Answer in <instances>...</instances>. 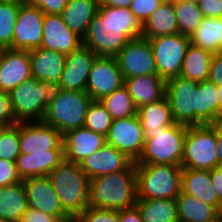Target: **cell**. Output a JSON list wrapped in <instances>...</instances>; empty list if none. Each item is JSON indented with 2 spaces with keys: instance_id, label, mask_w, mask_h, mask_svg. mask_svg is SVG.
<instances>
[{
  "instance_id": "1",
  "label": "cell",
  "mask_w": 222,
  "mask_h": 222,
  "mask_svg": "<svg viewBox=\"0 0 222 222\" xmlns=\"http://www.w3.org/2000/svg\"><path fill=\"white\" fill-rule=\"evenodd\" d=\"M142 36V24L129 8L99 5L82 45L98 56L115 57L132 39Z\"/></svg>"
},
{
  "instance_id": "2",
  "label": "cell",
  "mask_w": 222,
  "mask_h": 222,
  "mask_svg": "<svg viewBox=\"0 0 222 222\" xmlns=\"http://www.w3.org/2000/svg\"><path fill=\"white\" fill-rule=\"evenodd\" d=\"M137 202L136 165L89 181L88 206L111 210L134 207Z\"/></svg>"
},
{
  "instance_id": "3",
  "label": "cell",
  "mask_w": 222,
  "mask_h": 222,
  "mask_svg": "<svg viewBox=\"0 0 222 222\" xmlns=\"http://www.w3.org/2000/svg\"><path fill=\"white\" fill-rule=\"evenodd\" d=\"M63 210L76 219L87 207L89 199L88 176L79 163L62 160L49 174Z\"/></svg>"
},
{
  "instance_id": "4",
  "label": "cell",
  "mask_w": 222,
  "mask_h": 222,
  "mask_svg": "<svg viewBox=\"0 0 222 222\" xmlns=\"http://www.w3.org/2000/svg\"><path fill=\"white\" fill-rule=\"evenodd\" d=\"M60 86L31 77L9 94L13 113L18 122L42 121L47 105L58 95Z\"/></svg>"
},
{
  "instance_id": "5",
  "label": "cell",
  "mask_w": 222,
  "mask_h": 222,
  "mask_svg": "<svg viewBox=\"0 0 222 222\" xmlns=\"http://www.w3.org/2000/svg\"><path fill=\"white\" fill-rule=\"evenodd\" d=\"M137 199H175L181 192L182 167L172 164H135Z\"/></svg>"
},
{
  "instance_id": "6",
  "label": "cell",
  "mask_w": 222,
  "mask_h": 222,
  "mask_svg": "<svg viewBox=\"0 0 222 222\" xmlns=\"http://www.w3.org/2000/svg\"><path fill=\"white\" fill-rule=\"evenodd\" d=\"M92 101L86 91L60 90L57 97L47 105L42 121L56 128L62 135L81 128Z\"/></svg>"
},
{
  "instance_id": "7",
  "label": "cell",
  "mask_w": 222,
  "mask_h": 222,
  "mask_svg": "<svg viewBox=\"0 0 222 222\" xmlns=\"http://www.w3.org/2000/svg\"><path fill=\"white\" fill-rule=\"evenodd\" d=\"M187 126L174 123L164 131L144 133L143 152L135 164L181 166Z\"/></svg>"
},
{
  "instance_id": "8",
  "label": "cell",
  "mask_w": 222,
  "mask_h": 222,
  "mask_svg": "<svg viewBox=\"0 0 222 222\" xmlns=\"http://www.w3.org/2000/svg\"><path fill=\"white\" fill-rule=\"evenodd\" d=\"M216 131L210 124L187 127L181 167L212 170L219 166Z\"/></svg>"
},
{
  "instance_id": "9",
  "label": "cell",
  "mask_w": 222,
  "mask_h": 222,
  "mask_svg": "<svg viewBox=\"0 0 222 222\" xmlns=\"http://www.w3.org/2000/svg\"><path fill=\"white\" fill-rule=\"evenodd\" d=\"M156 62L157 75L167 81L180 76L190 36L180 33L148 39Z\"/></svg>"
},
{
  "instance_id": "10",
  "label": "cell",
  "mask_w": 222,
  "mask_h": 222,
  "mask_svg": "<svg viewBox=\"0 0 222 222\" xmlns=\"http://www.w3.org/2000/svg\"><path fill=\"white\" fill-rule=\"evenodd\" d=\"M197 81L181 76L166 81L165 96L170 105L173 120L184 126H196Z\"/></svg>"
},
{
  "instance_id": "11",
  "label": "cell",
  "mask_w": 222,
  "mask_h": 222,
  "mask_svg": "<svg viewBox=\"0 0 222 222\" xmlns=\"http://www.w3.org/2000/svg\"><path fill=\"white\" fill-rule=\"evenodd\" d=\"M115 58L124 79L157 75L151 43L144 37L130 40Z\"/></svg>"
},
{
  "instance_id": "12",
  "label": "cell",
  "mask_w": 222,
  "mask_h": 222,
  "mask_svg": "<svg viewBox=\"0 0 222 222\" xmlns=\"http://www.w3.org/2000/svg\"><path fill=\"white\" fill-rule=\"evenodd\" d=\"M106 144L124 152L136 162L145 145L144 131L138 115L113 120L106 136Z\"/></svg>"
},
{
  "instance_id": "13",
  "label": "cell",
  "mask_w": 222,
  "mask_h": 222,
  "mask_svg": "<svg viewBox=\"0 0 222 222\" xmlns=\"http://www.w3.org/2000/svg\"><path fill=\"white\" fill-rule=\"evenodd\" d=\"M43 11L33 5H20L13 32L12 50H31L41 47L43 39Z\"/></svg>"
},
{
  "instance_id": "14",
  "label": "cell",
  "mask_w": 222,
  "mask_h": 222,
  "mask_svg": "<svg viewBox=\"0 0 222 222\" xmlns=\"http://www.w3.org/2000/svg\"><path fill=\"white\" fill-rule=\"evenodd\" d=\"M124 85L115 57L97 56L89 73L86 92L92 100H101Z\"/></svg>"
},
{
  "instance_id": "15",
  "label": "cell",
  "mask_w": 222,
  "mask_h": 222,
  "mask_svg": "<svg viewBox=\"0 0 222 222\" xmlns=\"http://www.w3.org/2000/svg\"><path fill=\"white\" fill-rule=\"evenodd\" d=\"M20 151L24 154L50 153L63 148L62 134L43 121L19 122Z\"/></svg>"
},
{
  "instance_id": "16",
  "label": "cell",
  "mask_w": 222,
  "mask_h": 222,
  "mask_svg": "<svg viewBox=\"0 0 222 222\" xmlns=\"http://www.w3.org/2000/svg\"><path fill=\"white\" fill-rule=\"evenodd\" d=\"M97 56L84 45L66 55L64 70L58 82L60 89L86 91L89 73Z\"/></svg>"
},
{
  "instance_id": "17",
  "label": "cell",
  "mask_w": 222,
  "mask_h": 222,
  "mask_svg": "<svg viewBox=\"0 0 222 222\" xmlns=\"http://www.w3.org/2000/svg\"><path fill=\"white\" fill-rule=\"evenodd\" d=\"M30 207L58 217L62 222L72 218L63 210L60 200L48 176L31 177L22 180Z\"/></svg>"
},
{
  "instance_id": "18",
  "label": "cell",
  "mask_w": 222,
  "mask_h": 222,
  "mask_svg": "<svg viewBox=\"0 0 222 222\" xmlns=\"http://www.w3.org/2000/svg\"><path fill=\"white\" fill-rule=\"evenodd\" d=\"M82 45V38L64 23L61 14H44L41 47L68 55Z\"/></svg>"
},
{
  "instance_id": "19",
  "label": "cell",
  "mask_w": 222,
  "mask_h": 222,
  "mask_svg": "<svg viewBox=\"0 0 222 222\" xmlns=\"http://www.w3.org/2000/svg\"><path fill=\"white\" fill-rule=\"evenodd\" d=\"M133 162L124 152L105 144L97 152L87 156L80 167L89 179H93L126 170Z\"/></svg>"
},
{
  "instance_id": "20",
  "label": "cell",
  "mask_w": 222,
  "mask_h": 222,
  "mask_svg": "<svg viewBox=\"0 0 222 222\" xmlns=\"http://www.w3.org/2000/svg\"><path fill=\"white\" fill-rule=\"evenodd\" d=\"M62 140L64 159L79 164L106 144V136L85 127L66 132Z\"/></svg>"
},
{
  "instance_id": "21",
  "label": "cell",
  "mask_w": 222,
  "mask_h": 222,
  "mask_svg": "<svg viewBox=\"0 0 222 222\" xmlns=\"http://www.w3.org/2000/svg\"><path fill=\"white\" fill-rule=\"evenodd\" d=\"M31 77L28 50L6 49L0 62V91L10 93Z\"/></svg>"
},
{
  "instance_id": "22",
  "label": "cell",
  "mask_w": 222,
  "mask_h": 222,
  "mask_svg": "<svg viewBox=\"0 0 222 222\" xmlns=\"http://www.w3.org/2000/svg\"><path fill=\"white\" fill-rule=\"evenodd\" d=\"M31 74L38 81L57 83L65 66L66 55L45 48L28 50Z\"/></svg>"
},
{
  "instance_id": "23",
  "label": "cell",
  "mask_w": 222,
  "mask_h": 222,
  "mask_svg": "<svg viewBox=\"0 0 222 222\" xmlns=\"http://www.w3.org/2000/svg\"><path fill=\"white\" fill-rule=\"evenodd\" d=\"M64 160L63 148H54L50 153H34L20 155L15 160L17 172L21 180L48 176V174Z\"/></svg>"
},
{
  "instance_id": "24",
  "label": "cell",
  "mask_w": 222,
  "mask_h": 222,
  "mask_svg": "<svg viewBox=\"0 0 222 222\" xmlns=\"http://www.w3.org/2000/svg\"><path fill=\"white\" fill-rule=\"evenodd\" d=\"M181 191L214 206L222 214V202L212 184L210 170L182 169Z\"/></svg>"
},
{
  "instance_id": "25",
  "label": "cell",
  "mask_w": 222,
  "mask_h": 222,
  "mask_svg": "<svg viewBox=\"0 0 222 222\" xmlns=\"http://www.w3.org/2000/svg\"><path fill=\"white\" fill-rule=\"evenodd\" d=\"M124 86L138 109L162 99L165 96L166 81L158 75L136 76L124 79Z\"/></svg>"
},
{
  "instance_id": "26",
  "label": "cell",
  "mask_w": 222,
  "mask_h": 222,
  "mask_svg": "<svg viewBox=\"0 0 222 222\" xmlns=\"http://www.w3.org/2000/svg\"><path fill=\"white\" fill-rule=\"evenodd\" d=\"M98 10V0H68L61 17L68 28L83 39Z\"/></svg>"
},
{
  "instance_id": "27",
  "label": "cell",
  "mask_w": 222,
  "mask_h": 222,
  "mask_svg": "<svg viewBox=\"0 0 222 222\" xmlns=\"http://www.w3.org/2000/svg\"><path fill=\"white\" fill-rule=\"evenodd\" d=\"M175 201L179 222H218L222 218L214 206L182 191Z\"/></svg>"
},
{
  "instance_id": "28",
  "label": "cell",
  "mask_w": 222,
  "mask_h": 222,
  "mask_svg": "<svg viewBox=\"0 0 222 222\" xmlns=\"http://www.w3.org/2000/svg\"><path fill=\"white\" fill-rule=\"evenodd\" d=\"M177 33L179 27L172 0H163L142 25V36L146 39Z\"/></svg>"
},
{
  "instance_id": "29",
  "label": "cell",
  "mask_w": 222,
  "mask_h": 222,
  "mask_svg": "<svg viewBox=\"0 0 222 222\" xmlns=\"http://www.w3.org/2000/svg\"><path fill=\"white\" fill-rule=\"evenodd\" d=\"M29 203L23 181L0 187V218L9 222H19L28 210Z\"/></svg>"
},
{
  "instance_id": "30",
  "label": "cell",
  "mask_w": 222,
  "mask_h": 222,
  "mask_svg": "<svg viewBox=\"0 0 222 222\" xmlns=\"http://www.w3.org/2000/svg\"><path fill=\"white\" fill-rule=\"evenodd\" d=\"M137 115L144 133L164 131L166 127L175 123L166 96L156 102L139 107Z\"/></svg>"
},
{
  "instance_id": "31",
  "label": "cell",
  "mask_w": 222,
  "mask_h": 222,
  "mask_svg": "<svg viewBox=\"0 0 222 222\" xmlns=\"http://www.w3.org/2000/svg\"><path fill=\"white\" fill-rule=\"evenodd\" d=\"M218 113L217 85L209 80L199 82L196 91V126L214 124Z\"/></svg>"
},
{
  "instance_id": "32",
  "label": "cell",
  "mask_w": 222,
  "mask_h": 222,
  "mask_svg": "<svg viewBox=\"0 0 222 222\" xmlns=\"http://www.w3.org/2000/svg\"><path fill=\"white\" fill-rule=\"evenodd\" d=\"M212 56L213 54L205 49L190 43L182 63L180 76L197 82L208 80Z\"/></svg>"
},
{
  "instance_id": "33",
  "label": "cell",
  "mask_w": 222,
  "mask_h": 222,
  "mask_svg": "<svg viewBox=\"0 0 222 222\" xmlns=\"http://www.w3.org/2000/svg\"><path fill=\"white\" fill-rule=\"evenodd\" d=\"M190 42L211 54L222 53V17H205Z\"/></svg>"
},
{
  "instance_id": "34",
  "label": "cell",
  "mask_w": 222,
  "mask_h": 222,
  "mask_svg": "<svg viewBox=\"0 0 222 222\" xmlns=\"http://www.w3.org/2000/svg\"><path fill=\"white\" fill-rule=\"evenodd\" d=\"M143 222H179L175 199H137Z\"/></svg>"
},
{
  "instance_id": "35",
  "label": "cell",
  "mask_w": 222,
  "mask_h": 222,
  "mask_svg": "<svg viewBox=\"0 0 222 222\" xmlns=\"http://www.w3.org/2000/svg\"><path fill=\"white\" fill-rule=\"evenodd\" d=\"M179 33L191 36L205 18L198 4L189 0H172Z\"/></svg>"
},
{
  "instance_id": "36",
  "label": "cell",
  "mask_w": 222,
  "mask_h": 222,
  "mask_svg": "<svg viewBox=\"0 0 222 222\" xmlns=\"http://www.w3.org/2000/svg\"><path fill=\"white\" fill-rule=\"evenodd\" d=\"M100 102L104 105L113 120L128 118L137 114V108L124 85L103 97Z\"/></svg>"
},
{
  "instance_id": "37",
  "label": "cell",
  "mask_w": 222,
  "mask_h": 222,
  "mask_svg": "<svg viewBox=\"0 0 222 222\" xmlns=\"http://www.w3.org/2000/svg\"><path fill=\"white\" fill-rule=\"evenodd\" d=\"M20 5L0 1V45L6 49L12 45L13 32Z\"/></svg>"
},
{
  "instance_id": "38",
  "label": "cell",
  "mask_w": 222,
  "mask_h": 222,
  "mask_svg": "<svg viewBox=\"0 0 222 222\" xmlns=\"http://www.w3.org/2000/svg\"><path fill=\"white\" fill-rule=\"evenodd\" d=\"M112 121L111 115L106 111L100 100H93L88 107L83 127L107 136Z\"/></svg>"
},
{
  "instance_id": "39",
  "label": "cell",
  "mask_w": 222,
  "mask_h": 222,
  "mask_svg": "<svg viewBox=\"0 0 222 222\" xmlns=\"http://www.w3.org/2000/svg\"><path fill=\"white\" fill-rule=\"evenodd\" d=\"M19 122L8 126L0 135V159L15 161L20 155Z\"/></svg>"
},
{
  "instance_id": "40",
  "label": "cell",
  "mask_w": 222,
  "mask_h": 222,
  "mask_svg": "<svg viewBox=\"0 0 222 222\" xmlns=\"http://www.w3.org/2000/svg\"><path fill=\"white\" fill-rule=\"evenodd\" d=\"M75 220L77 222H119V210L88 206Z\"/></svg>"
},
{
  "instance_id": "41",
  "label": "cell",
  "mask_w": 222,
  "mask_h": 222,
  "mask_svg": "<svg viewBox=\"0 0 222 222\" xmlns=\"http://www.w3.org/2000/svg\"><path fill=\"white\" fill-rule=\"evenodd\" d=\"M163 0H133L129 9L143 25Z\"/></svg>"
},
{
  "instance_id": "42",
  "label": "cell",
  "mask_w": 222,
  "mask_h": 222,
  "mask_svg": "<svg viewBox=\"0 0 222 222\" xmlns=\"http://www.w3.org/2000/svg\"><path fill=\"white\" fill-rule=\"evenodd\" d=\"M15 161L0 159V187L20 183Z\"/></svg>"
},
{
  "instance_id": "43",
  "label": "cell",
  "mask_w": 222,
  "mask_h": 222,
  "mask_svg": "<svg viewBox=\"0 0 222 222\" xmlns=\"http://www.w3.org/2000/svg\"><path fill=\"white\" fill-rule=\"evenodd\" d=\"M17 123L18 121L13 113L10 94L0 91V124L8 127Z\"/></svg>"
},
{
  "instance_id": "44",
  "label": "cell",
  "mask_w": 222,
  "mask_h": 222,
  "mask_svg": "<svg viewBox=\"0 0 222 222\" xmlns=\"http://www.w3.org/2000/svg\"><path fill=\"white\" fill-rule=\"evenodd\" d=\"M68 0H29V4L40 8L44 14H61Z\"/></svg>"
},
{
  "instance_id": "45",
  "label": "cell",
  "mask_w": 222,
  "mask_h": 222,
  "mask_svg": "<svg viewBox=\"0 0 222 222\" xmlns=\"http://www.w3.org/2000/svg\"><path fill=\"white\" fill-rule=\"evenodd\" d=\"M19 222H62L58 217L51 214H46L40 210L30 207L21 216Z\"/></svg>"
},
{
  "instance_id": "46",
  "label": "cell",
  "mask_w": 222,
  "mask_h": 222,
  "mask_svg": "<svg viewBox=\"0 0 222 222\" xmlns=\"http://www.w3.org/2000/svg\"><path fill=\"white\" fill-rule=\"evenodd\" d=\"M198 5L204 17H222V0H202Z\"/></svg>"
},
{
  "instance_id": "47",
  "label": "cell",
  "mask_w": 222,
  "mask_h": 222,
  "mask_svg": "<svg viewBox=\"0 0 222 222\" xmlns=\"http://www.w3.org/2000/svg\"><path fill=\"white\" fill-rule=\"evenodd\" d=\"M208 80L216 85H222V53L213 54Z\"/></svg>"
},
{
  "instance_id": "48",
  "label": "cell",
  "mask_w": 222,
  "mask_h": 222,
  "mask_svg": "<svg viewBox=\"0 0 222 222\" xmlns=\"http://www.w3.org/2000/svg\"><path fill=\"white\" fill-rule=\"evenodd\" d=\"M119 222H143L136 206L119 210Z\"/></svg>"
},
{
  "instance_id": "49",
  "label": "cell",
  "mask_w": 222,
  "mask_h": 222,
  "mask_svg": "<svg viewBox=\"0 0 222 222\" xmlns=\"http://www.w3.org/2000/svg\"><path fill=\"white\" fill-rule=\"evenodd\" d=\"M210 176L218 199L222 202V166H218L210 170Z\"/></svg>"
},
{
  "instance_id": "50",
  "label": "cell",
  "mask_w": 222,
  "mask_h": 222,
  "mask_svg": "<svg viewBox=\"0 0 222 222\" xmlns=\"http://www.w3.org/2000/svg\"><path fill=\"white\" fill-rule=\"evenodd\" d=\"M216 131L217 141V158L219 166H222V125L221 124H210Z\"/></svg>"
},
{
  "instance_id": "51",
  "label": "cell",
  "mask_w": 222,
  "mask_h": 222,
  "mask_svg": "<svg viewBox=\"0 0 222 222\" xmlns=\"http://www.w3.org/2000/svg\"><path fill=\"white\" fill-rule=\"evenodd\" d=\"M99 5L129 8L133 0H98Z\"/></svg>"
},
{
  "instance_id": "52",
  "label": "cell",
  "mask_w": 222,
  "mask_h": 222,
  "mask_svg": "<svg viewBox=\"0 0 222 222\" xmlns=\"http://www.w3.org/2000/svg\"><path fill=\"white\" fill-rule=\"evenodd\" d=\"M0 1H6V2L18 4V5L29 4V0H0Z\"/></svg>"
},
{
  "instance_id": "53",
  "label": "cell",
  "mask_w": 222,
  "mask_h": 222,
  "mask_svg": "<svg viewBox=\"0 0 222 222\" xmlns=\"http://www.w3.org/2000/svg\"><path fill=\"white\" fill-rule=\"evenodd\" d=\"M217 90L219 93V111L222 109V85H217Z\"/></svg>"
},
{
  "instance_id": "54",
  "label": "cell",
  "mask_w": 222,
  "mask_h": 222,
  "mask_svg": "<svg viewBox=\"0 0 222 222\" xmlns=\"http://www.w3.org/2000/svg\"><path fill=\"white\" fill-rule=\"evenodd\" d=\"M214 124H221L222 125V109L219 111Z\"/></svg>"
},
{
  "instance_id": "55",
  "label": "cell",
  "mask_w": 222,
  "mask_h": 222,
  "mask_svg": "<svg viewBox=\"0 0 222 222\" xmlns=\"http://www.w3.org/2000/svg\"><path fill=\"white\" fill-rule=\"evenodd\" d=\"M5 50H6V48L0 45V62H1V59H2V56L5 52Z\"/></svg>"
},
{
  "instance_id": "56",
  "label": "cell",
  "mask_w": 222,
  "mask_h": 222,
  "mask_svg": "<svg viewBox=\"0 0 222 222\" xmlns=\"http://www.w3.org/2000/svg\"><path fill=\"white\" fill-rule=\"evenodd\" d=\"M6 127H7L6 125L0 124V135L2 134V132L4 131V129H5Z\"/></svg>"
},
{
  "instance_id": "57",
  "label": "cell",
  "mask_w": 222,
  "mask_h": 222,
  "mask_svg": "<svg viewBox=\"0 0 222 222\" xmlns=\"http://www.w3.org/2000/svg\"><path fill=\"white\" fill-rule=\"evenodd\" d=\"M192 1L193 3L199 4L202 0H189Z\"/></svg>"
},
{
  "instance_id": "58",
  "label": "cell",
  "mask_w": 222,
  "mask_h": 222,
  "mask_svg": "<svg viewBox=\"0 0 222 222\" xmlns=\"http://www.w3.org/2000/svg\"><path fill=\"white\" fill-rule=\"evenodd\" d=\"M67 222H77L75 219H71L70 221Z\"/></svg>"
},
{
  "instance_id": "59",
  "label": "cell",
  "mask_w": 222,
  "mask_h": 222,
  "mask_svg": "<svg viewBox=\"0 0 222 222\" xmlns=\"http://www.w3.org/2000/svg\"><path fill=\"white\" fill-rule=\"evenodd\" d=\"M0 222H9V221H6V220H3V219L0 218Z\"/></svg>"
}]
</instances>
